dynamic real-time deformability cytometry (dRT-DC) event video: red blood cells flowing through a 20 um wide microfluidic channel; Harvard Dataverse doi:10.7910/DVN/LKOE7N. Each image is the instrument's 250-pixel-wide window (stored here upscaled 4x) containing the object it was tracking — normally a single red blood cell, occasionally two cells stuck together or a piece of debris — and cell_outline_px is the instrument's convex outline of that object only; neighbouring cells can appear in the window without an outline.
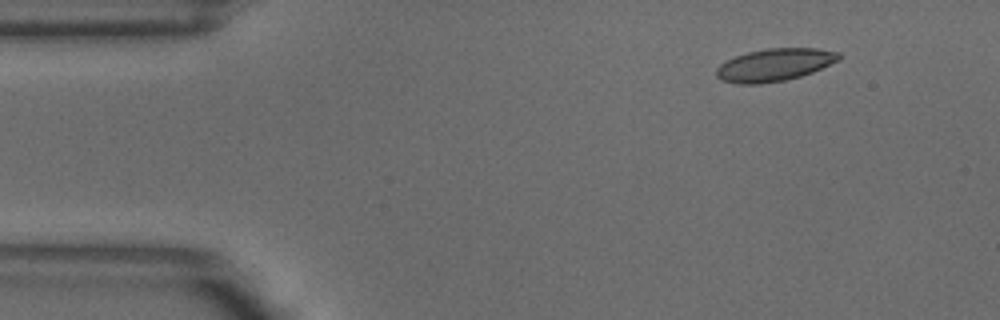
{"species": "common noctule bat (a hibernating species)", "species_latin": "Nyctalus noctula", "temperature_condition": "warm", "stored_images_in_passage": 4, "camera_frame_rate_fps": 3000, "um_per_image_px": 0.085, "animal": {"sex": "male", "body_mass_g": 18.8}, "frame": {"image": 1, "passage_image": 2, "time_ms": 0.333, "image_size_px": [1000, 320], "cell_outline_px": [[840, 60], [812, 72], [800, 76], [784, 80], [760, 84], [740, 84], [720, 80], [716, 76], [716, 68], [720, 64], [736, 56], [748, 52], [768, 48], [816, 48], [840, 52]], "centroid_in_image_um": [65.83, 5.51], "position_along_channel_um": 19.2, "area_um2": 23.18}}
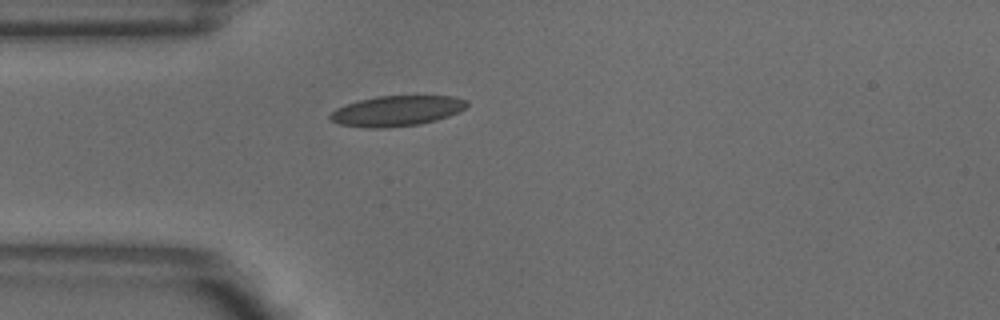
{"frame": {"image": 2, "passage_image": 4, "time_ms": 1.0, "image_size_px": [1000, 320], "cell_outline_px": [[468, 104], [464, 108], [448, 116], [436, 120], [420, 124], [380, 128], [372, 128], [340, 124], [332, 120], [328, 116], [336, 108], [344, 104], [376, 96], [452, 96], [468, 100]], "centroid_in_image_um": [33.71, 9.41], "position_along_channel_um": 51.3, "area_um2": 23.99}}